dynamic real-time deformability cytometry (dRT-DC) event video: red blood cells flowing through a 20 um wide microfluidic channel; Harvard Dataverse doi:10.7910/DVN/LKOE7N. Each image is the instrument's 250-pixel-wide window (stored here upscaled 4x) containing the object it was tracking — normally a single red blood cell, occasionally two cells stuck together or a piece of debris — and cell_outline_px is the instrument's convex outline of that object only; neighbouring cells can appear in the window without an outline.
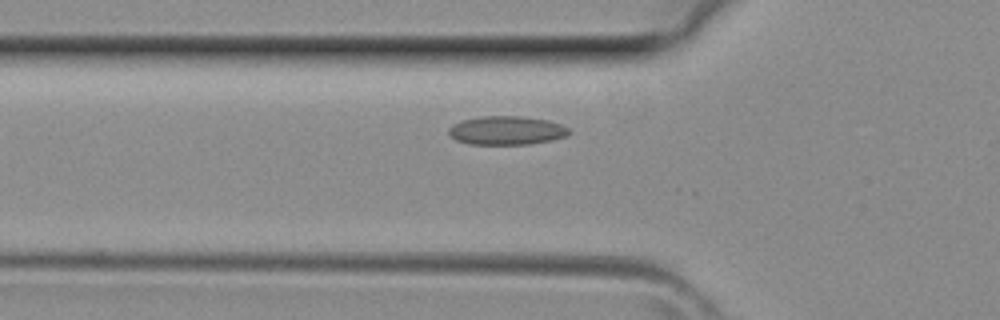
{"species": "common noctule bat (a hibernating species)", "species_latin": "Nyctalus noctula", "temperature_condition": "room temperature", "stored_images_in_passage": 5, "camera_frame_rate_fps": 3000, "um_per_image_px": 0.085, "animal": {"sex": "female", "body_mass_g": 29.2, "forearm_length_mm": 56.3}, "frame": {"image": 1, "passage_image": 5, "time_ms": 1.333, "image_size_px": [1000, 320], "cell_outline_px": [[572, 132], [568, 136], [552, 140], [528, 144], [468, 144], [456, 140], [448, 132], [448, 128], [452, 124], [464, 120], [480, 116], [520, 116], [548, 120], [560, 124], [568, 128]], "centroid_in_image_um": [43.08, 11.09], "position_along_channel_um": 82.7, "area_um2": 20.17}}